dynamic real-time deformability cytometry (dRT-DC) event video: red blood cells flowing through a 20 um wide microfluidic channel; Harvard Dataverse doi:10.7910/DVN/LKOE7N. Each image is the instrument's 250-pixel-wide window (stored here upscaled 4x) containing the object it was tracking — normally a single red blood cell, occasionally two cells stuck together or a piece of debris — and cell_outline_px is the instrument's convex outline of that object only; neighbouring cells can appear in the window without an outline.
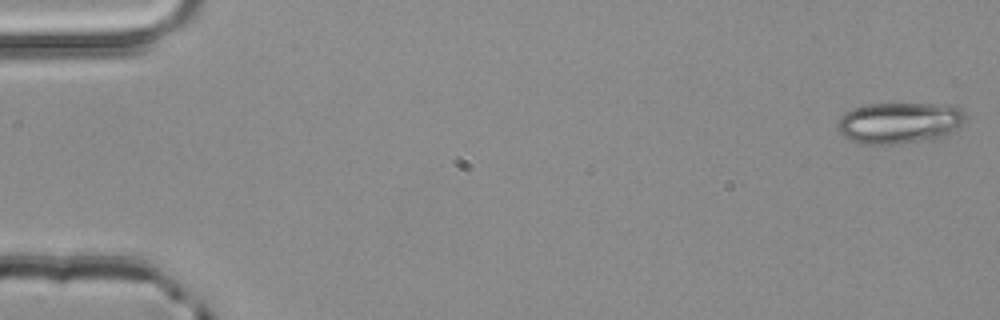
{"species": "common noctule bat (a hibernating species)", "species_latin": "Nyctalus noctula", "temperature_condition": "room temperature", "stored_images_in_passage": 3, "camera_frame_rate_fps": 3000, "um_per_image_px": 0.085, "animal": {"sex": "male", "body_mass_g": 20.4}, "frame": {"image": 1, "passage_image": 1, "time_ms": 0.0, "image_size_px": [1000, 320], "cell_outline_px": [[968, 120], [964, 124], [952, 132], [932, 140], [900, 144], [864, 144], [852, 140], [844, 136], [836, 128], [836, 124], [844, 112], [852, 108], [868, 104], [944, 104], [960, 108], [968, 116]], "centroid_in_image_um": [76.49, 10.44], "position_along_channel_um": 8.5, "area_um2": 31.21}}